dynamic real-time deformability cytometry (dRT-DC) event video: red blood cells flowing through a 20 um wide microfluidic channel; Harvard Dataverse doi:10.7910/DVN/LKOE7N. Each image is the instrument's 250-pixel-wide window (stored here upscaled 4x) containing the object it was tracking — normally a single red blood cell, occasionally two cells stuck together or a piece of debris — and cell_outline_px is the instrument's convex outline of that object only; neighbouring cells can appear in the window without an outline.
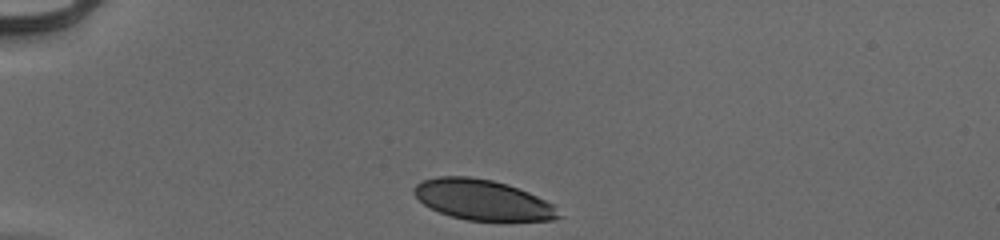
{"species": "human", "species_latin": "Homo sapiens", "temperature_condition": "cold", "stored_images_in_passage": 32, "camera_frame_rate_fps": 3000, "um_per_image_px": 0.085, "donor": {"sex": "male"}, "frame": {"image": 1, "passage_image": 1, "time_ms": 0.0, "image_size_px": [1000, 240], "cell_outline_px": [[564, 216], [552, 220], [468, 220], [452, 216], [440, 212], [424, 204], [412, 192], [412, 188], [416, 184], [424, 180], [436, 176], [468, 176], [492, 180], [528, 192], [552, 204]], "centroid_in_image_um": [41.0, 16.98], "position_along_channel_um": 44.0, "area_um2": 33.58}}
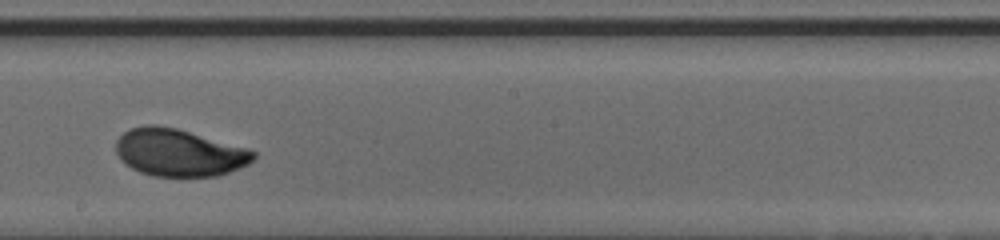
{"frame": {"image": 2, "passage_image": 19, "time_ms": 6.0, "image_size_px": [1000, 240], "cell_outline_px": [[256, 156], [248, 164], [228, 172], [216, 176], [152, 176], [140, 172], [132, 168], [120, 160], [116, 152], [116, 140], [124, 132], [132, 128], [148, 124], [156, 124], [176, 128], [248, 148], [256, 152]], "centroid_in_image_um": [15.2, 12.97], "position_along_channel_um": 233.0, "area_um2": 37.86}}
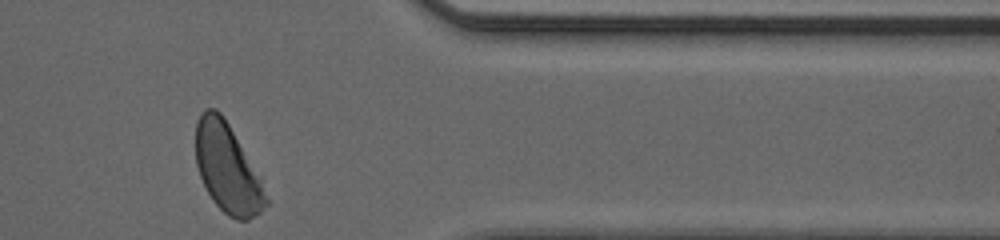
{"frame": {"image": 3, "passage_image": 32, "time_ms": 10.333, "image_size_px": [1000, 240], "cell_outline_px": [[268, 204], [256, 216], [248, 220], [236, 220], [228, 216], [212, 200], [200, 176], [196, 164], [196, 120], [200, 112], [204, 108], [216, 108], [224, 116], [260, 180], [268, 200]], "centroid_in_image_um": [19.29, 14.29], "position_along_channel_um": 392.1, "area_um2": 35.89}, "authors_computed_cell_mechanics": {"area_um2": 37.3677, "velocity_mm_per_s": 3.9293, "shape_relaxation_time_tau1_ms": 2.3142, "shape_relaxation_time_tau2_ms": null, "deformation_change_tau1": 0.1404, "deformation_change_tau2": null}}